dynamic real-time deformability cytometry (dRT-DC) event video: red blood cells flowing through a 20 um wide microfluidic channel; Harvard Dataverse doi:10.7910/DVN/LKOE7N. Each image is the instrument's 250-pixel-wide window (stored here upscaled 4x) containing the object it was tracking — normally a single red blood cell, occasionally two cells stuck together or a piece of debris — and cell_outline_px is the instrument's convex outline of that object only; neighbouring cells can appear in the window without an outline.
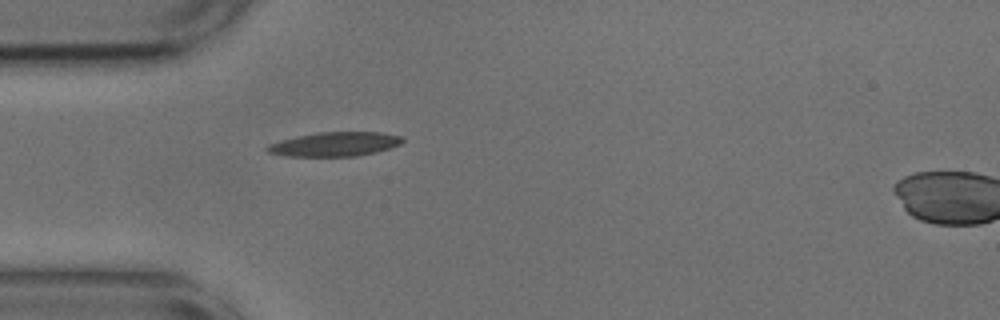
{"species": "common noctule bat (a hibernating species)", "species_latin": "Nyctalus noctula", "temperature_condition": "cold", "stored_images_in_passage": 36, "camera_frame_rate_fps": 3000, "um_per_image_px": 0.085, "animal": {"sex": "male", "body_mass_g": 17.9, "forearm_length_mm": 54.2}, "frame": {"image": 1, "passage_image": 1, "time_ms": 0.0, "image_size_px": [1000, 320], "cell_outline_px": [[404, 140], [400, 144], [376, 152], [356, 156], [284, 156], [268, 152], [264, 148], [268, 144], [280, 140], [296, 136], [316, 132], [380, 132], [404, 136]], "centroid_in_image_um": [28.44, 12.25], "position_along_channel_um": 56.6, "area_um2": 19.19}}
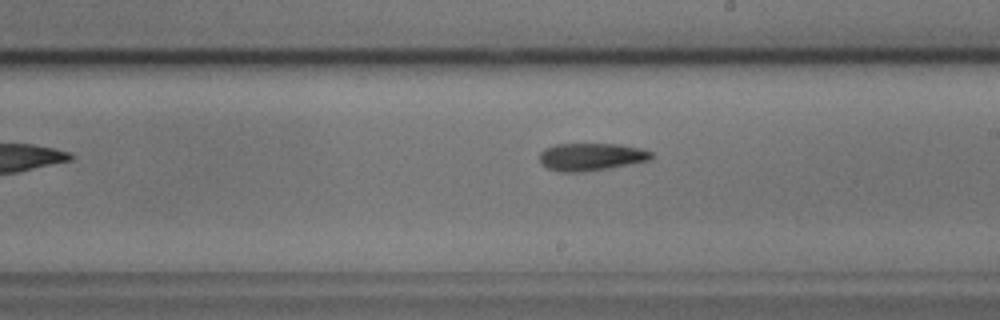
{"frame": {"image": 2, "passage_image": 16, "time_ms": 5.0, "image_size_px": [1000, 320], "cell_outline_px": [[652, 160], [608, 168], [580, 172], [560, 172], [548, 168], [540, 164], [540, 152], [544, 148], [556, 144], [620, 144], [640, 148], [652, 152]], "centroid_in_image_um": [50.23, 13.33], "position_along_channel_um": 238.8, "area_um2": 18.03}}
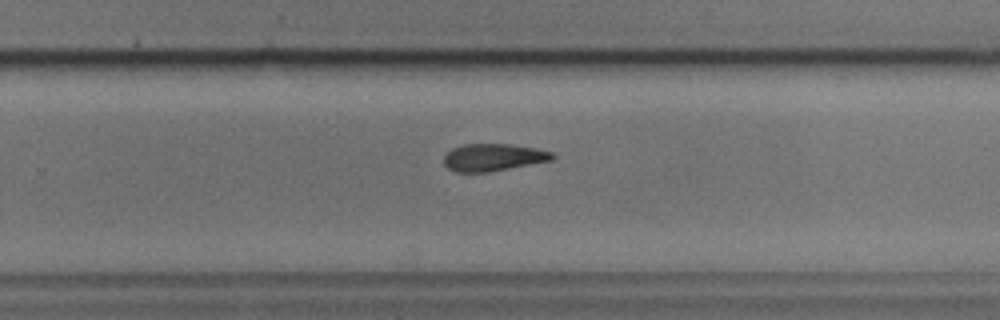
{"frame": {"image": 3, "passage_image": 20, "time_ms": 6.333, "image_size_px": [1000, 320], "cell_outline_px": [[556, 156], [552, 160], [488, 172], [456, 172], [448, 168], [444, 164], [444, 156], [452, 148], [464, 144], [508, 144], [532, 148], [552, 152]], "centroid_in_image_um": [41.9, 13.38], "position_along_channel_um": 287.9, "area_um2": 17.05}, "authors_computed_cell_mechanics": {"area_um2": 17.7446, "velocity_mm_per_s": 3.7018, "shape_relaxation_time_tau1_ms": null, "shape_relaxation_time_tau2_ms": 4.2781, "deformation_change_tau1": null, "deformation_change_tau2": 0.1381}}